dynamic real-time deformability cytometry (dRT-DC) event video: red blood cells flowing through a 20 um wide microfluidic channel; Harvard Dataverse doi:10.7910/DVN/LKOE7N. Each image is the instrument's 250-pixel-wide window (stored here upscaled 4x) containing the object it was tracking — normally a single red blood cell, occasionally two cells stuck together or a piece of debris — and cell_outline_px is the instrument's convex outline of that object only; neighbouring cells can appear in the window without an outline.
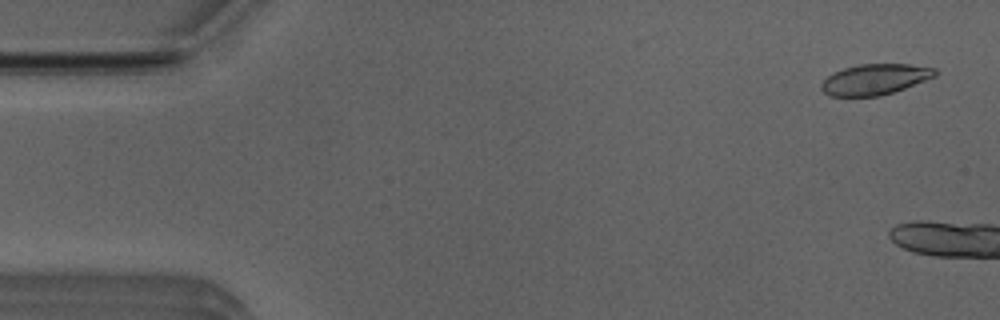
{"species": "Egyptian fruit bat (a non-hibernating species)", "species_latin": "Rousettus aegyptiacus", "temperature_condition": "room temperature", "stored_images_in_passage": 5, "camera_frame_rate_fps": 3000, "um_per_image_px": 0.085, "animal": {"sex": "male"}, "frame": {"image": 1, "passage_image": 2, "time_ms": 0.333, "image_size_px": [1000, 320], "cell_outline_px": [[940, 72], [936, 76], [904, 88], [880, 96], [828, 96], [820, 88], [820, 84], [828, 76], [844, 68], [860, 64], [908, 64], [936, 68]], "centroid_in_image_um": [74.38, 6.74], "position_along_channel_um": 10.6, "area_um2": 20.29}}